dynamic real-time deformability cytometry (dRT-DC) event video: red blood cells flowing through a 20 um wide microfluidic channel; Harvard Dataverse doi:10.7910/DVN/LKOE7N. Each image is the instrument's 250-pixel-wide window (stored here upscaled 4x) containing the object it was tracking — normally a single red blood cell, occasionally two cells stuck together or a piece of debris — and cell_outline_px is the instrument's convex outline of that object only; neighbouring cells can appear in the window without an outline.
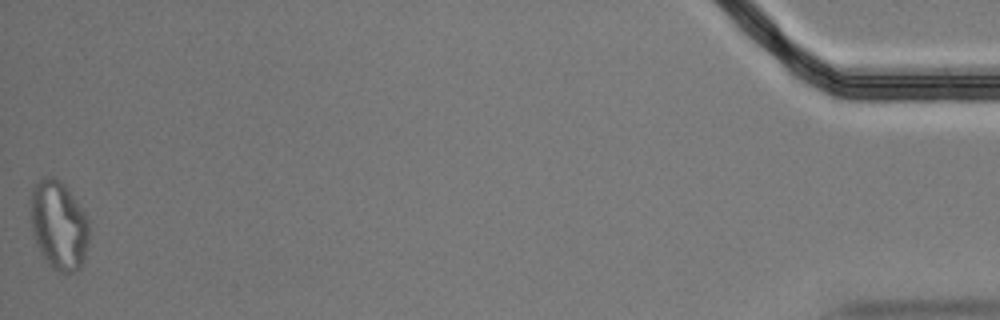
{"species": "Egyptian fruit bat (a non-hibernating species)", "species_latin": "Rousettus aegyptiacus", "temperature_condition": "cold", "stored_images_in_passage": 44, "segment_of_instrument_passage": [2, 2], "camera_frame_rate_fps": 3000, "um_per_image_px": 0.085, "animal": {"sex": "male"}, "frame": {"image": 1, "passage_image": 44, "time_ms": 14.333, "image_size_px": [1000, 320], "cell_outline_px": [[88, 248], [84, 260], [80, 268], [72, 272], [56, 272], [48, 264], [40, 252], [32, 232], [28, 204], [32, 188], [40, 176], [56, 176], [64, 184], [84, 212], [88, 220]], "centroid_in_image_um": [4.95, 19.11], "position_along_channel_um": 430.2, "area_um2": 30.92}}